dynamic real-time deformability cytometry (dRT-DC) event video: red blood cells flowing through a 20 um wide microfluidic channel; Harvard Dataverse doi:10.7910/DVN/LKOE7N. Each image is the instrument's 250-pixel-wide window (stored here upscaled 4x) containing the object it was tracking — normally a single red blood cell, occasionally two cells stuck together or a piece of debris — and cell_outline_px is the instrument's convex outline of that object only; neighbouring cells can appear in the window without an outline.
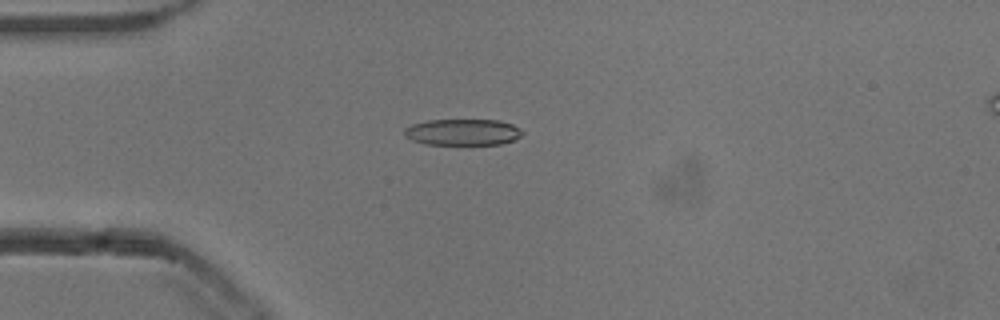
{"species": "common noctule bat (a hibernating species)", "species_latin": "Nyctalus noctula", "temperature_condition": "cold", "stored_images_in_passage": 45, "camera_frame_rate_fps": 3000, "um_per_image_px": 0.085, "animal": {"sex": "male", "body_mass_g": 13.3}, "frame": {"image": 1, "passage_image": 6, "time_ms": 1.667, "image_size_px": [1000, 320], "cell_outline_px": [[524, 132], [520, 136], [512, 140], [500, 144], [424, 144], [412, 140], [404, 136], [404, 128], [412, 124], [428, 120], [500, 120], [512, 124], [520, 128]], "centroid_in_image_um": [39.31, 11.22], "position_along_channel_um": 45.7, "area_um2": 18.09}}
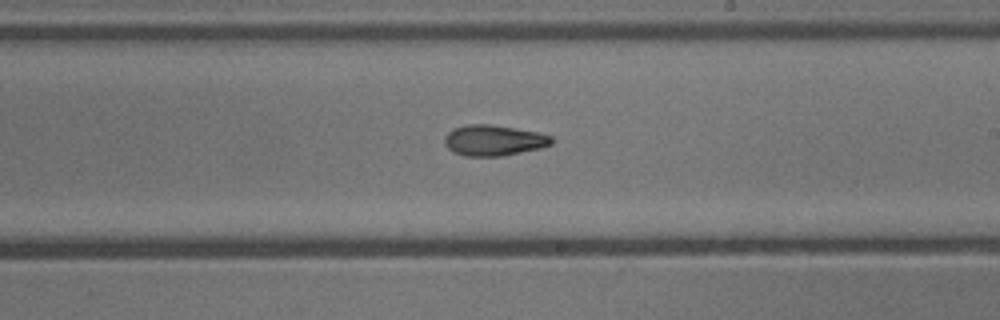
{"frame": {"image": 2, "passage_image": 23, "time_ms": 7.333, "image_size_px": [1000, 320], "cell_outline_px": [[552, 144], [540, 148], [500, 156], [464, 156], [452, 152], [444, 144], [444, 136], [452, 128], [464, 124], [488, 124], [536, 132], [552, 136]], "centroid_in_image_um": [41.89, 11.93], "position_along_channel_um": 247.1, "area_um2": 19.13}}
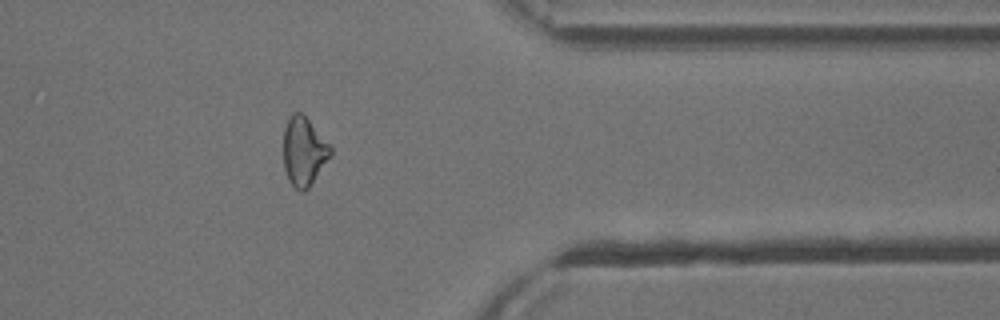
{"frame": {"image": 3, "passage_image": 35, "time_ms": 11.333, "image_size_px": [1000, 320], "cell_outline_px": [[332, 156], [308, 188], [304, 192], [300, 192], [288, 180], [284, 168], [284, 128], [288, 116], [292, 112], [300, 112], [332, 144]], "centroid_in_image_um": [25.85, 12.86], "position_along_channel_um": 385.6, "area_um2": 19.13}, "authors_computed_cell_mechanics": {"area_um2": 19.0162, "velocity_mm_per_s": 3.8514, "shape_relaxation_time_tau1_ms": null, "shape_relaxation_time_tau2_ms": 4.8637, "deformation_change_tau1": null, "deformation_change_tau2": 0.1315}}